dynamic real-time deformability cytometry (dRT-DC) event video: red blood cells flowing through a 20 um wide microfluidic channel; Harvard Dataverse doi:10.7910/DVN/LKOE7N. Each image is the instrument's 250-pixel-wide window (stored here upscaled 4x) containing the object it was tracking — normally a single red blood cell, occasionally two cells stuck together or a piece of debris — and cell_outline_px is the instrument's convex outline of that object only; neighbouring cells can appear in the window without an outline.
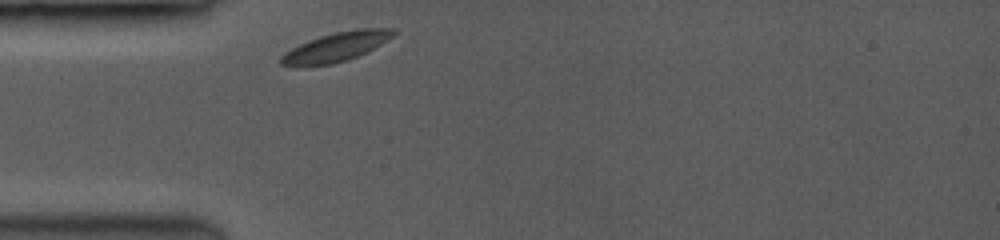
{"species": "common noctule bat (a hibernating species)", "species_latin": "Nyctalus noctula", "temperature_condition": "room temperature", "stored_images_in_passage": 3, "camera_frame_rate_fps": 3500, "um_per_image_px": 0.085, "animal": {"sex": "female", "body_mass_g": 19.0, "forearm_length_mm": 53.3}, "frame": {"image": 1, "passage_image": 1, "time_ms": 0.0, "image_size_px": [1000, 240], "cell_outline_px": [[396, 32], [388, 40], [356, 56], [332, 64], [280, 64], [280, 56], [284, 52], [308, 40], [320, 36], [336, 32], [360, 28], [396, 28]], "centroid_in_image_um": [28.61, 3.94], "position_along_channel_um": 56.4, "area_um2": 18.38}}
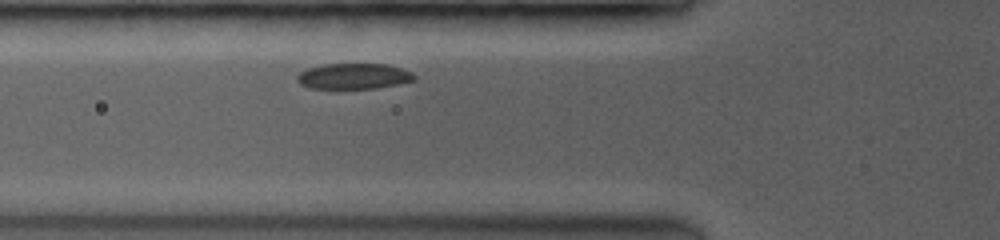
{"frame": {"image": 2, "passage_image": 3, "time_ms": 1.143, "image_size_px": [1000, 240], "cell_outline_px": [[416, 80], [376, 88], [312, 88], [300, 84], [296, 80], [296, 76], [300, 72], [308, 68], [324, 64], [388, 64], [412, 72], [416, 76]], "centroid_in_image_um": [30.06, 6.47], "position_along_channel_um": 95.7, "area_um2": 17.46}}